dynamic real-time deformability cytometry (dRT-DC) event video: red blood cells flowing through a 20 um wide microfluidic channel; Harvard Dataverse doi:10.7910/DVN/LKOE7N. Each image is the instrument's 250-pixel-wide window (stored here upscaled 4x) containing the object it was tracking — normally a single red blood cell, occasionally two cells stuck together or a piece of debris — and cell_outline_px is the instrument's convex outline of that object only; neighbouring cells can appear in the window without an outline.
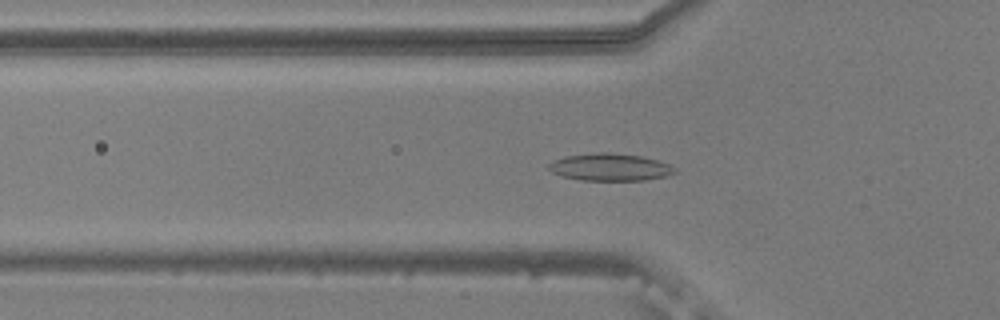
{"species": "common noctule bat (a hibernating species)", "species_latin": "Nyctalus noctula", "temperature_condition": "warm", "stored_images_in_passage": 55, "camera_frame_rate_fps": 3000, "um_per_image_px": 0.085, "animal": {"sex": "male", "body_mass_g": 20.5, "forearm_length_mm": 52.5}, "frame": {"image": 1, "passage_image": 19, "time_ms": 6.0, "image_size_px": [1000, 320], "cell_outline_px": [[676, 172], [668, 176], [644, 180], [580, 180], [564, 176], [552, 172], [548, 168], [548, 164], [552, 160], [564, 156], [604, 152], [608, 152], [640, 156], [656, 160], [668, 164], [676, 168]], "centroid_in_image_um": [51.85, 14.21], "position_along_channel_um": 74.0, "area_um2": 19.94}}
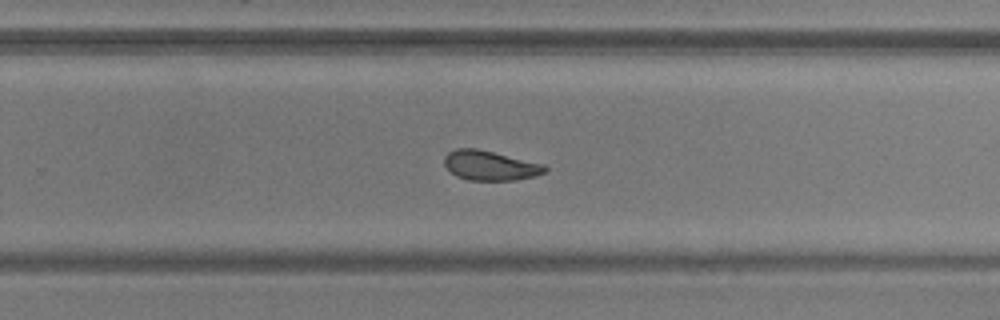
{"frame": {"image": 2, "passage_image": 36, "time_ms": 11.667, "image_size_px": [1000, 320], "cell_outline_px": [[548, 168], [544, 172], [536, 176], [516, 180], [468, 180], [456, 176], [444, 164], [444, 156], [448, 152], [456, 148], [476, 148], [544, 164]], "centroid_in_image_um": [41.65, 14.07], "position_along_channel_um": 288.1, "area_um2": 17.34}}
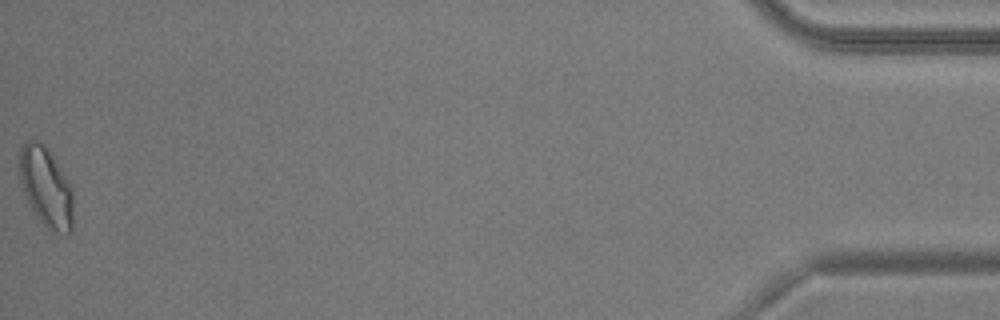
{"frame": {"image": 3, "passage_image": 55, "time_ms": 18.0, "image_size_px": [1000, 320], "cell_outline_px": [[72, 232], [68, 236], [52, 232], [40, 220], [32, 208], [24, 192], [20, 180], [20, 148], [24, 140], [40, 140], [44, 144], [72, 184]], "centroid_in_image_um": [3.94, 15.9], "position_along_channel_um": 431.3, "area_um2": 25.09}, "authors_computed_cell_mechanics": {"area_um2": 19.0162, "velocity_mm_per_s": 3.7665, "shape_relaxation_time_tau1_ms": null, "shape_relaxation_time_tau2_ms": 2.6485, "deformation_change_tau1": null, "deformation_change_tau2": 0.0793}}